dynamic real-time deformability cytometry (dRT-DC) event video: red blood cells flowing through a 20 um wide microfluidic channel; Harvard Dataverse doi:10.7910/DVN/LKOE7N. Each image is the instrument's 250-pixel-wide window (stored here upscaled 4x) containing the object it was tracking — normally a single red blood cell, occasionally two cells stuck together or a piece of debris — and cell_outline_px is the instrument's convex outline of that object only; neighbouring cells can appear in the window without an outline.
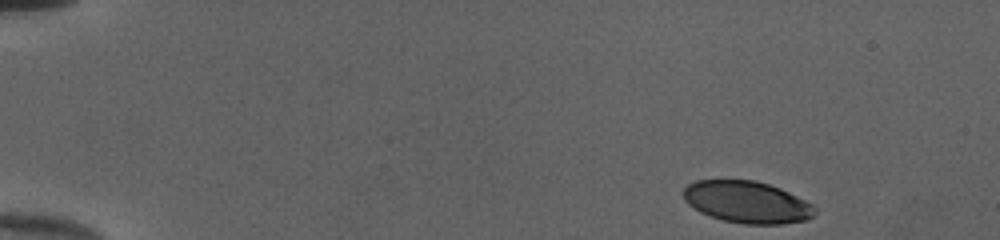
{"species": "human", "species_latin": "Homo sapiens", "temperature_condition": "cold", "stored_images_in_passage": 47, "camera_frame_rate_fps": 3000, "um_per_image_px": 0.085, "donor": {"sex": "female"}, "frame": {"image": 1, "passage_image": 1, "time_ms": 0.0, "image_size_px": [1000, 240], "cell_outline_px": [[816, 212], [808, 220], [780, 224], [744, 224], [724, 220], [700, 212], [688, 204], [684, 200], [684, 188], [688, 184], [696, 180], [756, 180], [780, 188], [812, 204], [816, 208]], "centroid_in_image_um": [63.5, 17.18], "position_along_channel_um": 21.5, "area_um2": 31.96}}
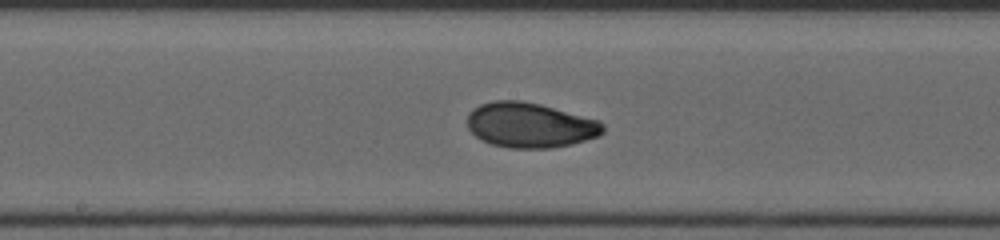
{"frame": {"image": 2, "passage_image": 24, "time_ms": 7.667, "image_size_px": [1000, 240], "cell_outline_px": [[604, 132], [600, 136], [572, 144], [552, 148], [508, 148], [492, 144], [476, 136], [468, 128], [468, 112], [472, 108], [480, 104], [492, 100], [520, 100], [540, 104], [600, 120], [604, 124]], "centroid_in_image_um": [45.07, 10.63], "position_along_channel_um": 203.1, "area_um2": 35.84}}
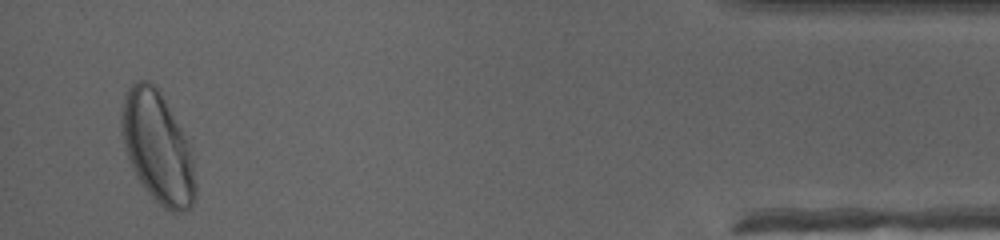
{"frame": {"image": 3, "passage_image": 45, "time_ms": 14.667, "image_size_px": [1000, 240], "cell_outline_px": [[196, 196], [192, 208], [184, 212], [172, 212], [164, 208], [144, 188], [136, 176], [128, 160], [120, 132], [120, 112], [124, 96], [128, 88], [136, 80], [148, 80], [160, 92], [192, 148], [196, 184]], "centroid_in_image_um": [13.39, 12.56], "position_along_channel_um": 421.8, "area_um2": 48.32}, "authors_computed_cell_mechanics": {"area_um2": 34.4488, "velocity_mm_per_s": 4.0204, "shape_relaxation_time_tau1_ms": 3.5491, "shape_relaxation_time_tau2_ms": 1.24, "deformation_change_tau1": 0.1395, "deformation_change_tau2": 0.0498}}